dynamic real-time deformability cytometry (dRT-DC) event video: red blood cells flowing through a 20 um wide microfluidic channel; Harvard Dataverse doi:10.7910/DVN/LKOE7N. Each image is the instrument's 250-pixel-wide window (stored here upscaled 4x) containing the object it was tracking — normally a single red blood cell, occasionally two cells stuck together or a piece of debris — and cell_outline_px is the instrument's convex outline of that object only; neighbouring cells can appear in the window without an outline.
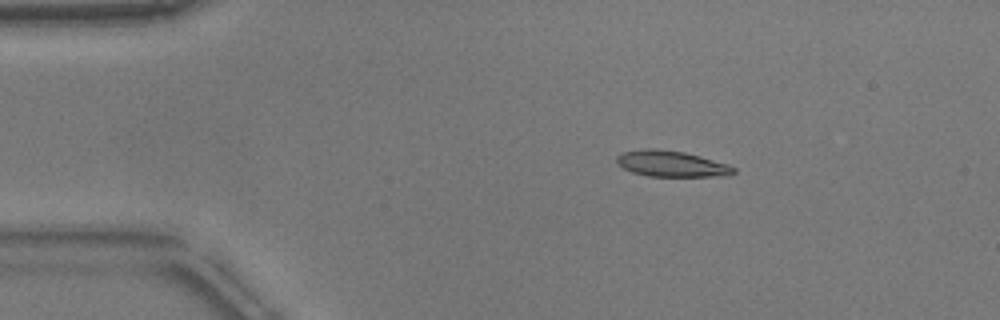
{"species": "common noctule bat (a hibernating species)", "species_latin": "Nyctalus noctula", "temperature_condition": "warm", "stored_images_in_passage": 38, "camera_frame_rate_fps": 3000, "um_per_image_px": 0.085, "animal": {"sex": "male", "body_mass_g": 17.9}, "frame": {"image": 1, "passage_image": 2, "time_ms": 0.333, "image_size_px": [1000, 320], "cell_outline_px": [[736, 172], [728, 176], [648, 176], [632, 172], [616, 164], [616, 156], [620, 152], [648, 148], [656, 148], [684, 152], [700, 156], [728, 164], [736, 168]], "centroid_in_image_um": [57.06, 13.91], "position_along_channel_um": 27.9, "area_um2": 17.86}}
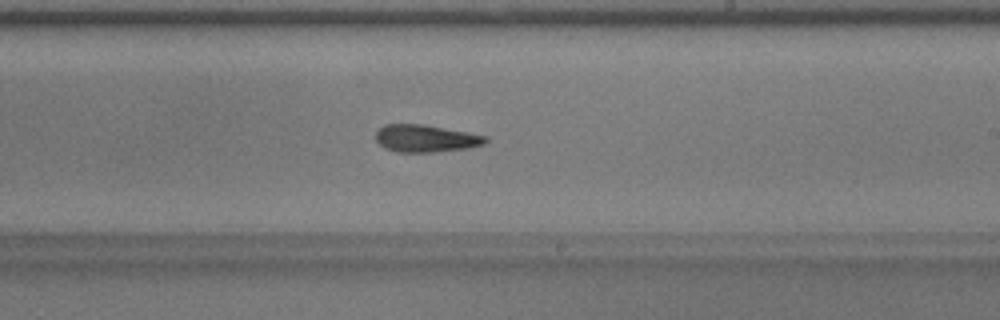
{"frame": {"image": 2, "passage_image": 24, "time_ms": 7.667, "image_size_px": [1000, 320], "cell_outline_px": [[488, 140], [484, 144], [468, 148], [432, 152], [400, 152], [384, 148], [376, 140], [376, 132], [384, 124], [424, 124], [468, 132], [488, 136]], "centroid_in_image_um": [36.2, 11.76], "position_along_channel_um": 252.8, "area_um2": 17.51}}
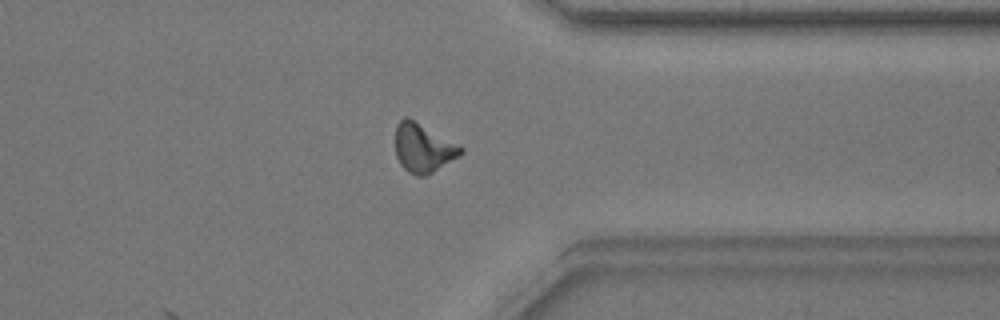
{"frame": {"image": 3, "passage_image": 34, "time_ms": 11.0, "image_size_px": [1000, 320], "cell_outline_px": [[464, 152], [460, 156], [432, 172], [424, 176], [416, 176], [408, 172], [400, 164], [396, 156], [396, 124], [404, 116], [408, 116], [460, 144], [464, 148]], "centroid_in_image_um": [35.99, 12.55], "position_along_channel_um": 375.4, "area_um2": 18.9}, "authors_computed_cell_mechanics": {"area_um2": 17.8313, "velocity_mm_per_s": 3.8242, "shape_relaxation_time_tau1_ms": 6.8499, "shape_relaxation_time_tau2_ms": 6.5383, "deformation_change_tau1": 0.1949, "deformation_change_tau2": 0.1658}}